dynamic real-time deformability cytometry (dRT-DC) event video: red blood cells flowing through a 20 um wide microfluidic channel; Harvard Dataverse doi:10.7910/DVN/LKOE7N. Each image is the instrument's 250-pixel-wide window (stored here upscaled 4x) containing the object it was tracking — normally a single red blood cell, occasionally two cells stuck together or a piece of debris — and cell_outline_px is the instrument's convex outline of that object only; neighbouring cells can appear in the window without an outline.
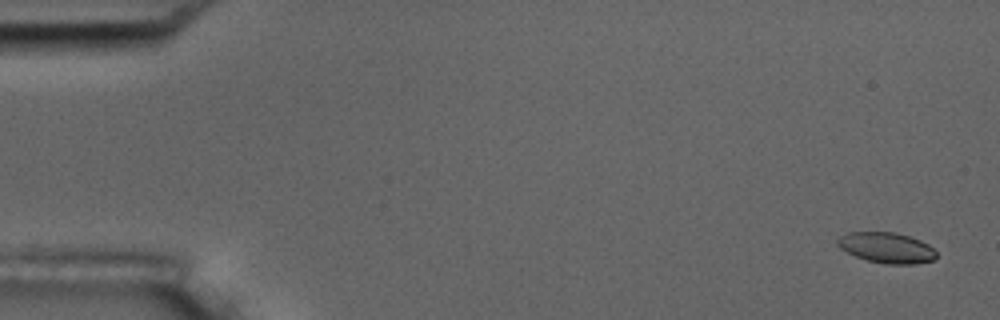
{"species": "common noctule bat (a hibernating species)", "species_latin": "Nyctalus noctula", "temperature_condition": "room temperature", "stored_images_in_passage": 6, "camera_frame_rate_fps": 3000, "um_per_image_px": 0.085, "animal": {"sex": "male", "body_mass_g": 17.5, "forearm_length_mm": 52.3}, "frame": {"image": 1, "passage_image": 1, "time_ms": 0.0, "image_size_px": [1000, 320], "cell_outline_px": [[936, 260], [916, 264], [884, 264], [868, 260], [856, 256], [840, 248], [836, 244], [836, 240], [840, 236], [848, 232], [896, 232], [920, 240], [928, 244], [936, 252]], "centroid_in_image_um": [75.37, 21.06], "position_along_channel_um": 9.6, "area_um2": 17.69}}
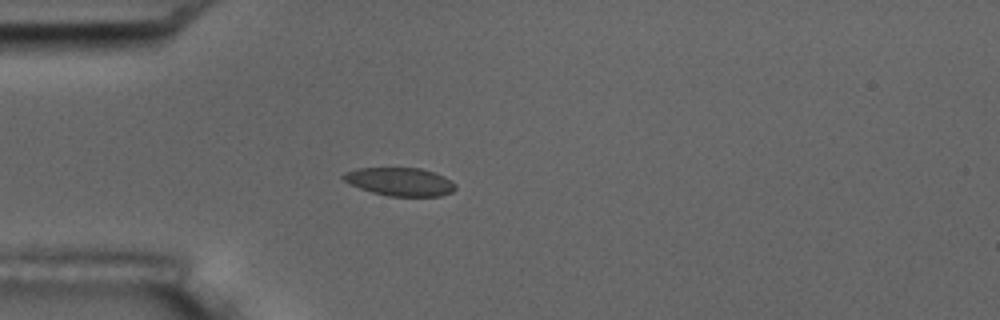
{"frame": {"image": 2, "passage_image": 5, "time_ms": 4.667, "image_size_px": [1000, 320], "cell_outline_px": [[456, 188], [452, 192], [440, 196], [388, 196], [372, 192], [360, 188], [344, 180], [340, 176], [344, 172], [356, 168], [420, 168], [444, 176], [452, 180], [456, 184]], "centroid_in_image_um": [34.0, 15.44], "position_along_channel_um": 51.0, "area_um2": 18.44}}